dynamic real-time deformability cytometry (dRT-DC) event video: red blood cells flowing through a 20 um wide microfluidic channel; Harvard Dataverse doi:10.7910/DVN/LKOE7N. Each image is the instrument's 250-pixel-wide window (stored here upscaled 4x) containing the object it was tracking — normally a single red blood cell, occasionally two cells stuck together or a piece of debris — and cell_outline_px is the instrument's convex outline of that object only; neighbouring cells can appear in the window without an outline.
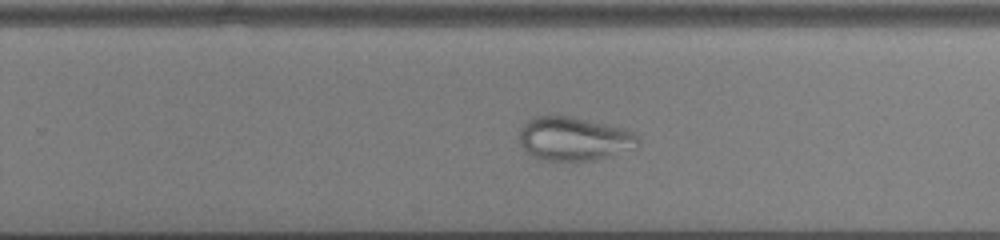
{"species": "common noctule bat (a hibernating species)", "species_latin": "Nyctalus noctula", "temperature_condition": "cold", "stored_images_in_passage": 46, "camera_frame_rate_fps": 3000, "um_per_image_px": 0.085, "animal": {"sex": "male", "body_mass_g": 13.0, "forearm_length_mm": 53.1}, "frame": {"image": 1, "passage_image": 27, "time_ms": 8.667, "image_size_px": [1000, 240], "cell_outline_px": [[640, 140], [636, 148], [596, 160], [548, 160], [532, 156], [524, 152], [520, 144], [520, 128], [528, 120], [536, 116], [572, 116], [624, 128], [632, 132]], "centroid_in_image_um": [48.78, 11.79], "position_along_channel_um": 281.0, "area_um2": 30.23}}